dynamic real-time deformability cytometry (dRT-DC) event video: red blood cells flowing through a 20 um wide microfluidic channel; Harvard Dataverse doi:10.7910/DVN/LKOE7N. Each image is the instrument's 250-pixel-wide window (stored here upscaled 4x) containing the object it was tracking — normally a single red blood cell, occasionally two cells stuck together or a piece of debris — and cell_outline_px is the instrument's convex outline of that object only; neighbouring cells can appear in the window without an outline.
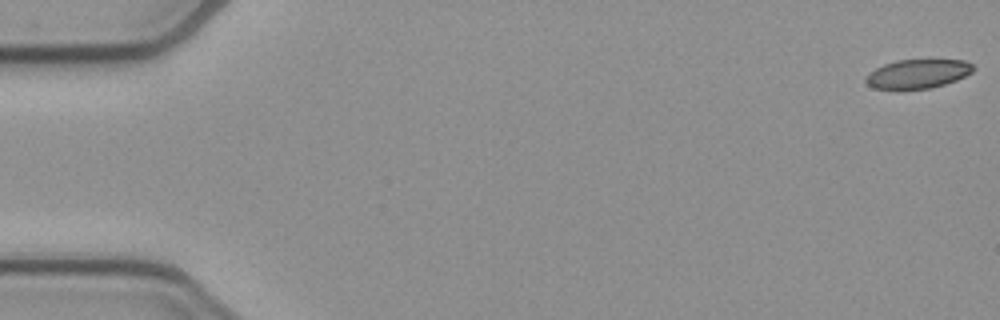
{"species": "common noctule bat (a hibernating species)", "species_latin": "Nyctalus noctula", "temperature_condition": "cold", "stored_images_in_passage": 50, "camera_frame_rate_fps": 3000, "um_per_image_px": 0.085, "animal": {"sex": "female", "body_mass_g": 21.9}, "frame": {"image": 1, "passage_image": 1, "time_ms": 0.0, "image_size_px": [1000, 320], "cell_outline_px": [[976, 68], [972, 72], [956, 80], [932, 88], [896, 92], [872, 88], [864, 80], [876, 68], [884, 64], [896, 60], [964, 60], [972, 64]], "centroid_in_image_um": [77.98, 6.32], "position_along_channel_um": 7.0, "area_um2": 18.67}}
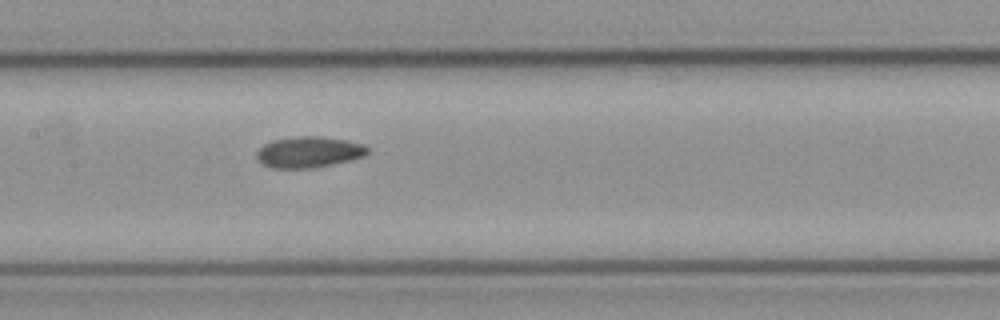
{"frame": {"image": 2, "passage_image": 26, "time_ms": 8.333, "image_size_px": [1000, 320], "cell_outline_px": [[368, 152], [364, 156], [332, 164], [308, 168], [272, 168], [264, 164], [256, 156], [256, 152], [264, 144], [272, 140], [296, 136], [320, 136], [348, 140], [364, 144], [368, 148]], "centroid_in_image_um": [26.25, 12.91], "position_along_channel_um": 181.1, "area_um2": 19.94}}
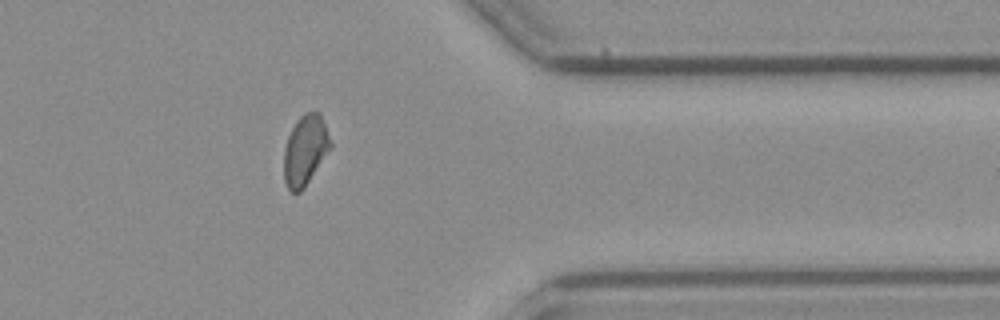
{"frame": {"image": 3, "passage_image": 43, "time_ms": 14.0, "image_size_px": [1000, 320], "cell_outline_px": [[332, 148], [304, 188], [300, 192], [292, 192], [288, 188], [284, 180], [284, 148], [288, 136], [296, 120], [304, 112], [320, 112], [332, 144]], "centroid_in_image_um": [25.95, 12.76], "position_along_channel_um": 385.5, "area_um2": 19.13}}